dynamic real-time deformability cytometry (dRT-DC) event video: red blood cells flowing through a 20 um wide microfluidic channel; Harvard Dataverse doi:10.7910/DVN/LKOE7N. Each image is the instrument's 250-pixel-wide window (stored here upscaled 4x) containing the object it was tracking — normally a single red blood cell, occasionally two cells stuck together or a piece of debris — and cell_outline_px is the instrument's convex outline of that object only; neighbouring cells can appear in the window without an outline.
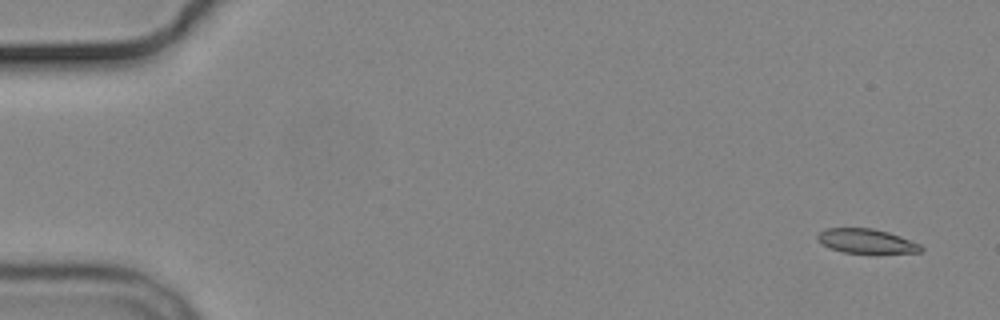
{"species": "common noctule bat (a hibernating species)", "species_latin": "Nyctalus noctula", "temperature_condition": "cold", "stored_images_in_passage": 5, "camera_frame_rate_fps": 3000, "um_per_image_px": 0.085, "animal": {"sex": "male", "body_mass_g": 19.2, "forearm_length_mm": 51.8}, "frame": {"image": 1, "passage_image": 1, "time_ms": 0.0, "image_size_px": [1000, 320], "cell_outline_px": [[924, 248], [920, 252], [844, 252], [828, 248], [816, 236], [824, 228], [872, 228], [888, 232], [900, 236], [920, 244]], "centroid_in_image_um": [73.63, 20.47], "position_along_channel_um": 11.4, "area_um2": 14.33}}
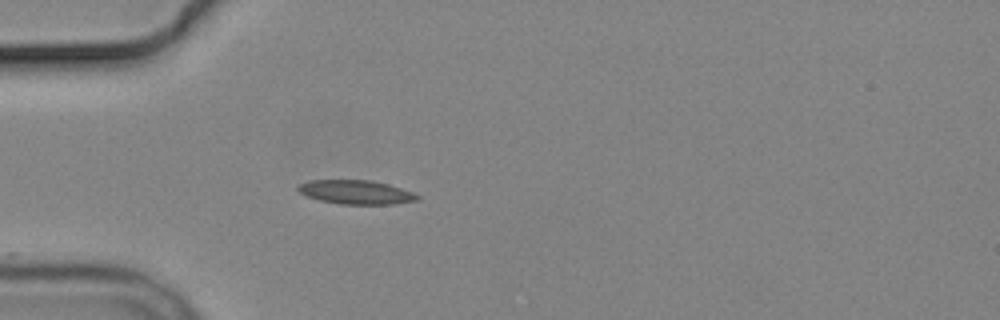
{"frame": {"image": 2, "passage_image": 5, "time_ms": 4.667, "image_size_px": [1000, 320], "cell_outline_px": [[420, 200], [396, 204], [340, 204], [320, 200], [308, 196], [300, 192], [296, 188], [300, 184], [308, 180], [372, 180], [388, 184], [412, 192], [420, 196]], "centroid_in_image_um": [30.29, 16.33], "position_along_channel_um": 54.7, "area_um2": 16.65}}